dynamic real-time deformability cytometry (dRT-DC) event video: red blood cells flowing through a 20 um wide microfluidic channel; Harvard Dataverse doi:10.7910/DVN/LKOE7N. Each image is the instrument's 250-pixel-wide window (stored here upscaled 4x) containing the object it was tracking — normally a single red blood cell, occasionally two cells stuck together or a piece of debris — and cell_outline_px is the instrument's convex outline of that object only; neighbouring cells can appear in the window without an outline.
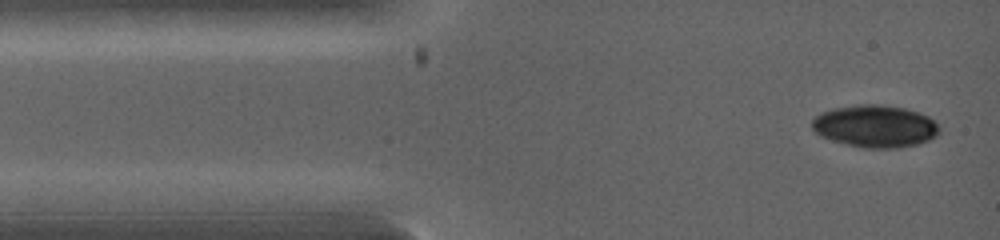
{"species": "common noctule bat (a hibernating species)", "species_latin": "Nyctalus noctula", "temperature_condition": "warm", "stored_images_in_passage": 3, "camera_frame_rate_fps": 5000, "um_per_image_px": 0.085, "animal": {"sex": "female", "body_mass_g": 19.0, "forearm_length_mm": 53.3}, "frame": {"image": 1, "passage_image": 1, "time_ms": 0.0, "image_size_px": [1000, 240], "cell_outline_px": [[940, 132], [936, 136], [928, 140], [916, 144], [896, 148], [864, 148], [832, 140], [820, 136], [812, 128], [812, 120], [820, 112], [832, 108], [860, 104], [876, 104], [904, 108], [920, 112], [928, 116], [940, 128]], "centroid_in_image_um": [74.37, 10.72], "position_along_channel_um": 10.6, "area_um2": 31.33}}